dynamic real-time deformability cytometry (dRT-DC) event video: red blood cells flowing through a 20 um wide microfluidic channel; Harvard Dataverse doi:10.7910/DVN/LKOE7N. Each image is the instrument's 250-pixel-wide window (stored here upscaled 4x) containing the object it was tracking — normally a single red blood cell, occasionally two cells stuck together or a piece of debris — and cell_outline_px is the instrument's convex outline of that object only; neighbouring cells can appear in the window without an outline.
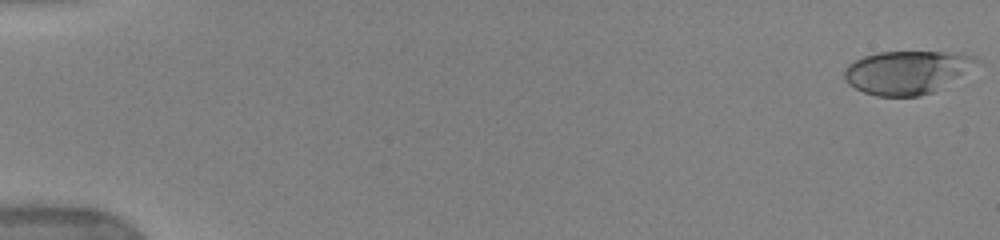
{"species": "human", "species_latin": "Homo sapiens", "temperature_condition": "warm", "stored_images_in_passage": 24, "camera_frame_rate_fps": 3000, "um_per_image_px": 0.085, "donor": {"sex": "female"}, "frame": {"image": 1, "passage_image": 1, "time_ms": 0.0, "image_size_px": [1000, 240], "cell_outline_px": [[980, 60], [932, 92], [920, 96], [876, 96], [864, 92], [848, 84], [844, 80], [844, 68], [848, 64], [864, 56], [880, 52], [956, 52], [976, 56]], "centroid_in_image_um": [76.99, 6.13], "position_along_channel_um": 8.0, "area_um2": 32.6}}
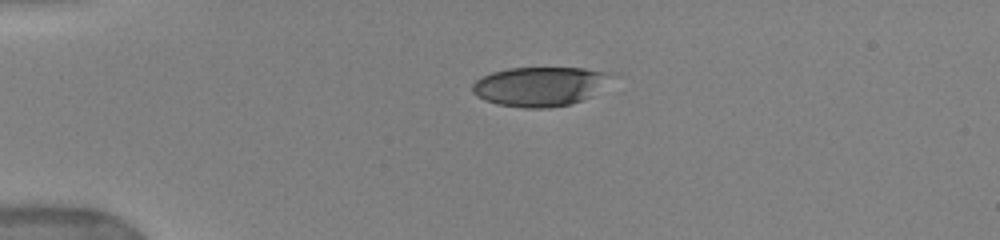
{"frame": {"image": 2, "passage_image": 10, "time_ms": 4.0, "image_size_px": [1000, 240], "cell_outline_px": [[612, 72], [592, 96], [584, 100], [568, 104], [548, 108], [524, 108], [496, 104], [484, 100], [476, 96], [472, 92], [472, 84], [476, 80], [492, 72], [508, 68], [584, 68]], "centroid_in_image_um": [45.81, 7.35], "position_along_channel_um": 39.2, "area_um2": 31.56}}